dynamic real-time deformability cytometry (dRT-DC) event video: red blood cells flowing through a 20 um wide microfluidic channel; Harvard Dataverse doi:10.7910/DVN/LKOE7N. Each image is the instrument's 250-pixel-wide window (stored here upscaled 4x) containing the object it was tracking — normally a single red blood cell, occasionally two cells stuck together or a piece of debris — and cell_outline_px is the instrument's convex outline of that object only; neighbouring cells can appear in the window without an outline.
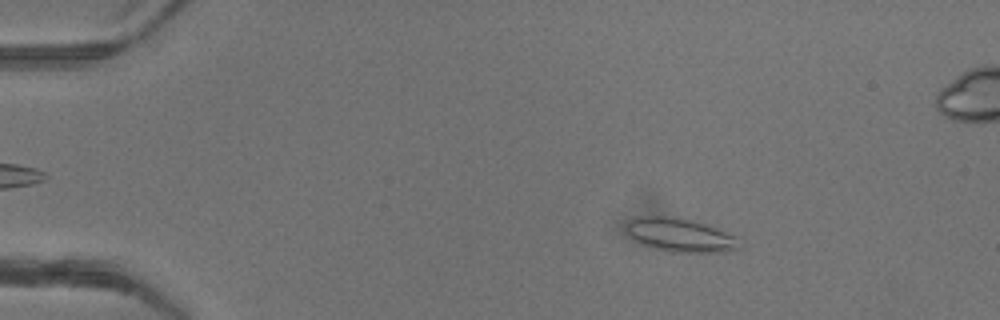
{"species": "common noctule bat (a hibernating species)", "species_latin": "Nyctalus noctula", "temperature_condition": "warm", "stored_images_in_passage": 50, "camera_frame_rate_fps": 3000, "um_per_image_px": 0.085, "animal": {"sex": "female"}, "frame": {"image": 1, "passage_image": 8, "time_ms": 2.333, "image_size_px": [1000, 320], "cell_outline_px": [[740, 248], [724, 252], [672, 252], [656, 248], [644, 244], [636, 240], [628, 232], [628, 220], [640, 216], [676, 216], [692, 220], [704, 224], [724, 232], [732, 236]], "centroid_in_image_um": [57.77, 19.97], "position_along_channel_um": 27.2, "area_um2": 21.44}}
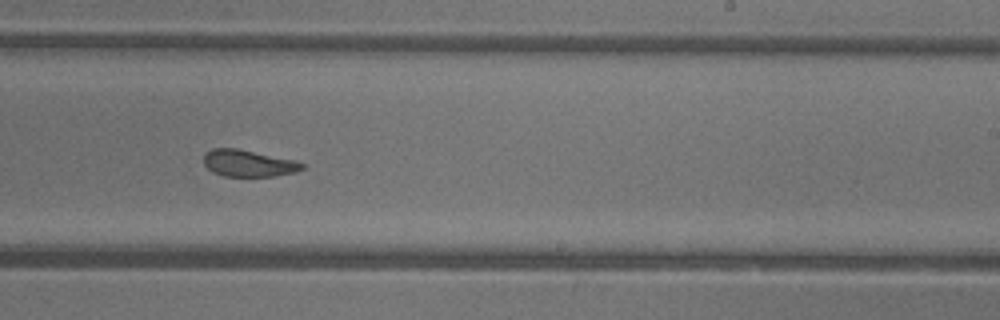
{"frame": {"image": 2, "passage_image": 31, "time_ms": 10.0, "image_size_px": [1000, 320], "cell_outline_px": [[304, 168], [296, 172], [276, 176], [224, 176], [212, 172], [204, 164], [204, 156], [212, 148], [236, 148], [292, 160], [304, 164]], "centroid_in_image_um": [21.09, 13.89], "position_along_channel_um": 267.9, "area_um2": 15.09}}
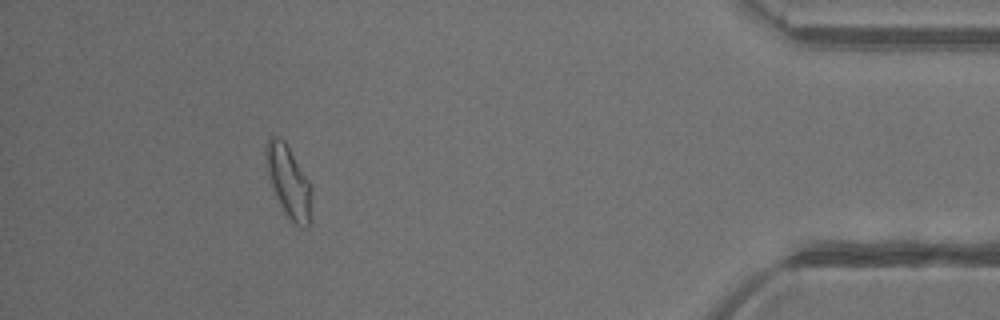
{"frame": {"image": 3, "passage_image": 45, "time_ms": 14.667, "image_size_px": [1000, 320], "cell_outline_px": [[312, 196], [308, 228], [300, 228], [284, 212], [276, 196], [268, 176], [264, 148], [268, 136], [276, 136], [284, 140], [308, 180], [312, 188]], "centroid_in_image_um": [24.52, 15.42], "position_along_channel_um": 410.7, "area_um2": 18.96}}